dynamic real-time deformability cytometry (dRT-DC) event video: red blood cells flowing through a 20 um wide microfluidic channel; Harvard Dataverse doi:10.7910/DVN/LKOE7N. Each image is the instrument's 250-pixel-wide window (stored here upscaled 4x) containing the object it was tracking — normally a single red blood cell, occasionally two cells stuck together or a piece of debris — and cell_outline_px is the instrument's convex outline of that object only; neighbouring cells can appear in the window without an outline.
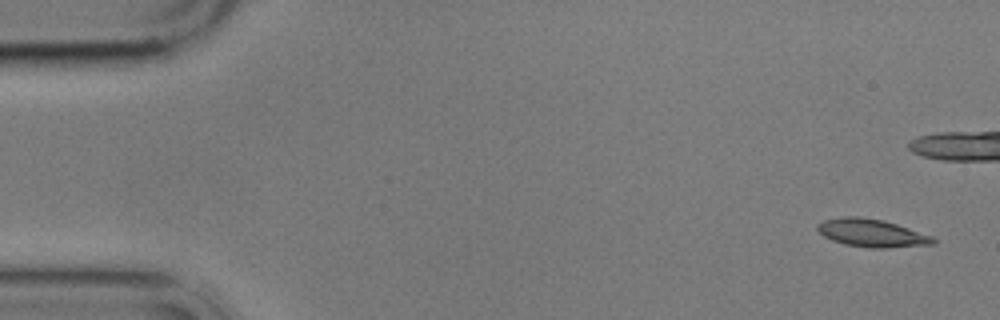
{"species": "common noctule bat (a hibernating species)", "species_latin": "Nyctalus noctula", "temperature_condition": "cold", "stored_images_in_passage": 5, "camera_frame_rate_fps": 3000, "um_per_image_px": 0.085, "animal": {"sex": "male", "body_mass_g": 17.9}, "frame": {"image": 1, "passage_image": 1, "time_ms": 0.0, "image_size_px": [1000, 320], "cell_outline_px": [[936, 244], [888, 248], [868, 248], [844, 244], [832, 240], [824, 236], [816, 228], [816, 224], [824, 220], [844, 216], [856, 216], [884, 220], [932, 236], [936, 240]], "centroid_in_image_um": [74.09, 19.81], "position_along_channel_um": 10.9, "area_um2": 18.84}}